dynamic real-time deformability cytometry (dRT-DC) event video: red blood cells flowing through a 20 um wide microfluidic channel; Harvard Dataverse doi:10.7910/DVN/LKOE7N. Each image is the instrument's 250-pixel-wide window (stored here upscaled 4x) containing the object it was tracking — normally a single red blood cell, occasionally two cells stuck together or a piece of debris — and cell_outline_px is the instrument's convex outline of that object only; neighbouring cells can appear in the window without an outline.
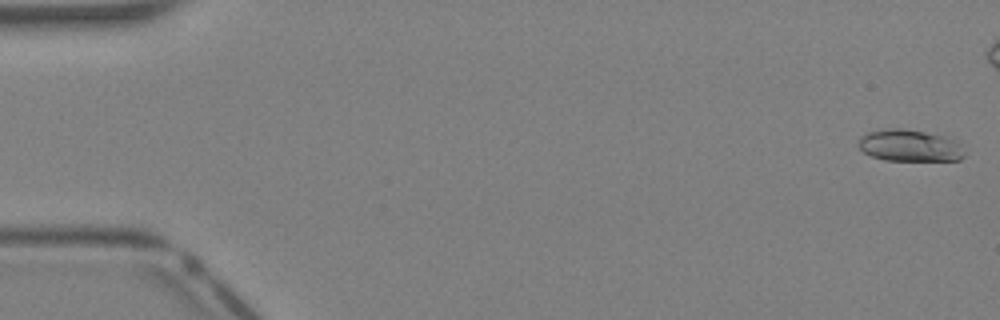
{"species": "Egyptian fruit bat (a non-hibernating species)", "species_latin": "Rousettus aegyptiacus", "temperature_condition": "warm", "stored_images_in_passage": 7, "camera_frame_rate_fps": 3000, "um_per_image_px": 0.085, "animal": {"sex": "female"}, "frame": {"image": 1, "passage_image": 1, "time_ms": 0.0, "image_size_px": [1000, 320], "cell_outline_px": [[964, 156], [960, 160], [884, 160], [872, 156], [864, 152], [860, 148], [860, 136], [868, 132], [888, 128], [900, 128], [924, 132], [940, 136], [952, 140], [956, 144]], "centroid_in_image_um": [77.24, 12.38], "position_along_channel_um": 7.8, "area_um2": 18.96}}